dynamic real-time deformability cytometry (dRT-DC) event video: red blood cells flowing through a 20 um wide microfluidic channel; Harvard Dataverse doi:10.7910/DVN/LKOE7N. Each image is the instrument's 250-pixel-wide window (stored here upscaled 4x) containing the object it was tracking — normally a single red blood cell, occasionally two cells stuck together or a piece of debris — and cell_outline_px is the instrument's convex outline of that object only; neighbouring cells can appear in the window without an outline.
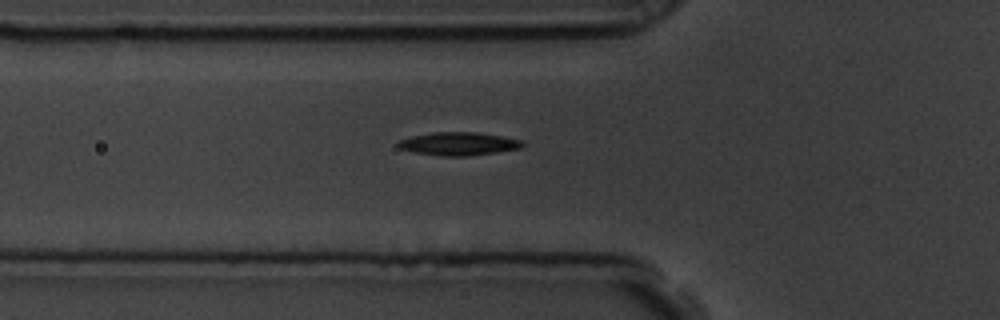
{"species": "common noctule bat (a hibernating species)", "species_latin": "Nyctalus noctula", "temperature_condition": "room temperature", "stored_images_in_passage": 57, "segment_of_instrument_passage": [2, 2], "camera_frame_rate_fps": 3000, "um_per_image_px": 0.085, "animal": {"sex": "male", "body_mass_g": 19.5, "forearm_length_mm": 54.6}, "frame": {"image": 1, "passage_image": 20, "time_ms": 6.333, "image_size_px": [1000, 320], "cell_outline_px": [[524, 144], [520, 148], [496, 152], [468, 156], [440, 156], [416, 152], [400, 148], [396, 144], [396, 140], [412, 136], [432, 132], [476, 132], [524, 140]], "centroid_in_image_um": [38.96, 12.21], "position_along_channel_um": 86.8, "area_um2": 16.76}}
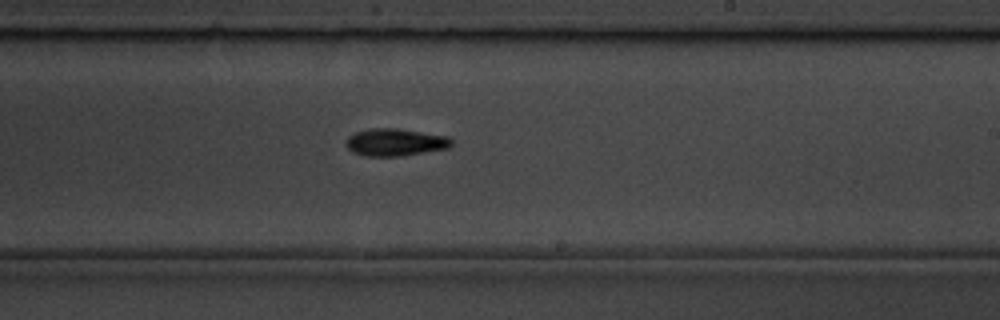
{"frame": {"image": 2, "passage_image": 34, "time_ms": 11.0, "image_size_px": [1000, 320], "cell_outline_px": [[452, 144], [448, 148], [400, 156], [364, 156], [352, 152], [344, 144], [348, 136], [356, 132], [372, 128], [400, 128], [448, 136], [452, 140]], "centroid_in_image_um": [33.57, 12.08], "position_along_channel_um": 255.4, "area_um2": 16.94}}
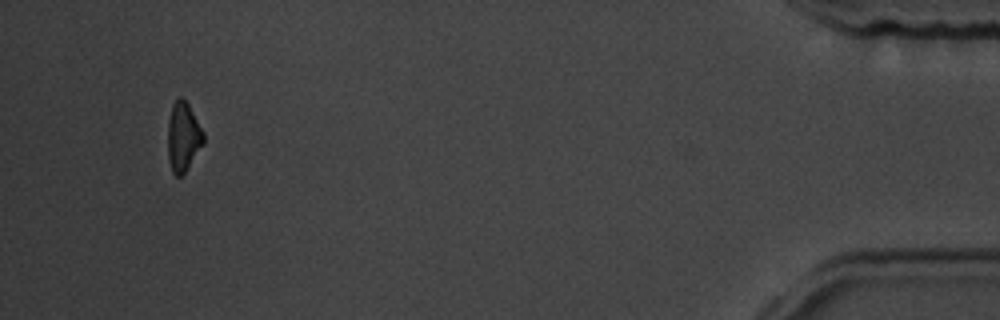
{"frame": {"image": 3, "passage_image": 54, "time_ms": 17.667, "image_size_px": [1000, 320], "cell_outline_px": [[204, 144], [184, 172], [180, 176], [176, 176], [172, 172], [168, 160], [168, 120], [172, 104], [180, 96], [188, 104], [204, 132]], "centroid_in_image_um": [15.57, 11.63], "position_along_channel_um": 419.6, "area_um2": 14.33}}